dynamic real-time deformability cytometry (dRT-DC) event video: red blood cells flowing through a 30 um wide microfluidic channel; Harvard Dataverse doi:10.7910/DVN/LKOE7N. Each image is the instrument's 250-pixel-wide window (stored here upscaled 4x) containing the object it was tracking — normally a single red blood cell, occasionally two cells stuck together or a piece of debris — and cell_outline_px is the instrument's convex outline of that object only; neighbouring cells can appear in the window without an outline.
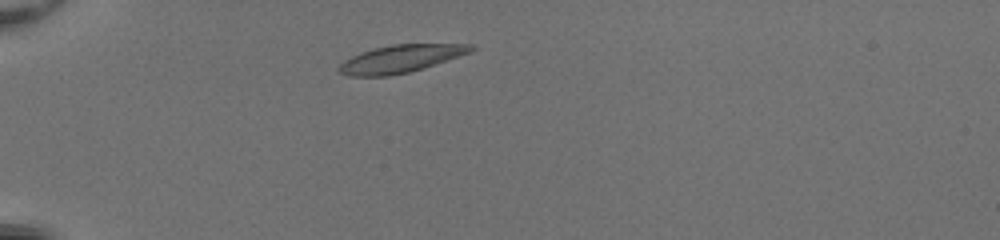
{"species": "common noctule bat (a hibernating species)", "species_latin": "Nyctalus noctula", "temperature_condition": "room temperature", "stored_images_in_passage": 41, "camera_frame_rate_fps": 3000, "um_per_image_px": 0.085, "animal": {"sex": "female", "body_mass_g": 20.0, "forearm_length_mm": 54.0}, "frame": {"image": 1, "passage_image": 5, "time_ms": 1.333, "image_size_px": [1000, 240], "cell_outline_px": [[476, 48], [472, 52], [424, 68], [408, 72], [388, 76], [348, 76], [336, 72], [336, 68], [344, 60], [360, 52], [372, 48], [392, 44], [476, 44]], "centroid_in_image_um": [34.04, 4.99], "position_along_channel_um": 51.0, "area_um2": 21.56}}
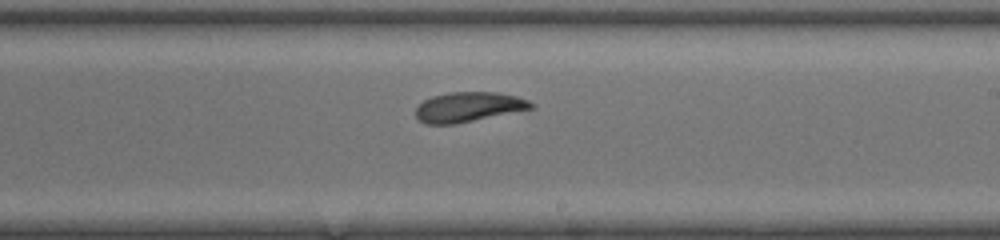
{"frame": {"image": 2, "passage_image": 22, "time_ms": 7.0, "image_size_px": [1000, 240], "cell_outline_px": [[536, 108], [456, 124], [424, 124], [416, 116], [416, 108], [424, 100], [432, 96], [448, 92], [496, 92], [516, 96], [528, 100], [536, 104]], "centroid_in_image_um": [39.86, 9.09], "position_along_channel_um": 249.1, "area_um2": 20.23}}
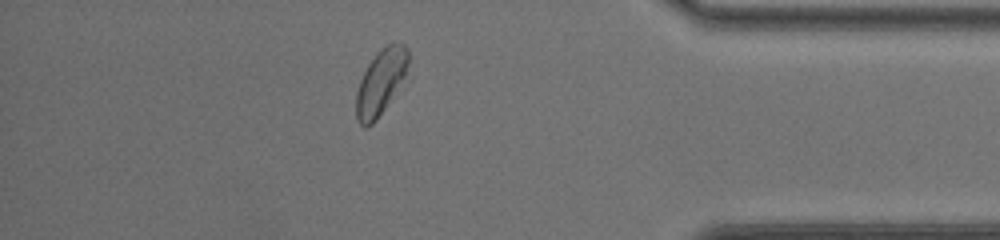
{"frame": {"image": 3, "passage_image": 35, "time_ms": 11.333, "image_size_px": [1000, 240], "cell_outline_px": [[408, 64], [404, 76], [384, 108], [376, 120], [372, 124], [364, 128], [356, 120], [356, 92], [360, 80], [368, 64], [376, 52], [380, 48], [392, 40], [404, 44], [408, 48]], "centroid_in_image_um": [32.34, 6.92], "position_along_channel_um": 402.9, "area_um2": 19.65}, "authors_computed_cell_mechanics": {"area_um2": 20.808, "velocity_mm_per_s": 4.0822, "shape_relaxation_time_tau1_ms": 2.7823, "shape_relaxation_time_tau2_ms": 4.0636, "deformation_change_tau1": 0.1376, "deformation_change_tau2": 0.0994}}